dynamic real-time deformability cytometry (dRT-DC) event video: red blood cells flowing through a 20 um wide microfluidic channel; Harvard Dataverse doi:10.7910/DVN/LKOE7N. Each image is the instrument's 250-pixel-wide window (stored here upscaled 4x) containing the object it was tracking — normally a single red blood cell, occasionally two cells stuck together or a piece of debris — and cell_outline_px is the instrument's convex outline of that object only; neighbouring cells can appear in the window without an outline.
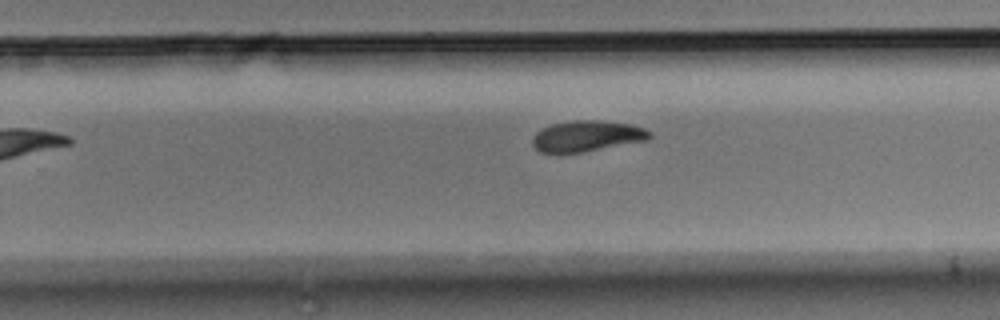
{"species": "Egyptian fruit bat (a non-hibernating species)", "species_latin": "Rousettus aegyptiacus", "temperature_condition": "room temperature", "stored_images_in_passage": 10, "camera_frame_rate_fps": 3000, "um_per_image_px": 0.085, "animal": {"sex": "male"}, "frame": {"image": 1, "passage_image": 9, "time_ms": 2.667, "image_size_px": [1000, 320], "cell_outline_px": [[652, 136], [648, 140], [580, 152], [540, 152], [532, 144], [532, 136], [536, 132], [552, 124], [572, 120], [600, 120], [628, 124], [644, 128], [652, 132]], "centroid_in_image_um": [49.9, 11.55], "position_along_channel_um": 279.9, "area_um2": 20.87}}
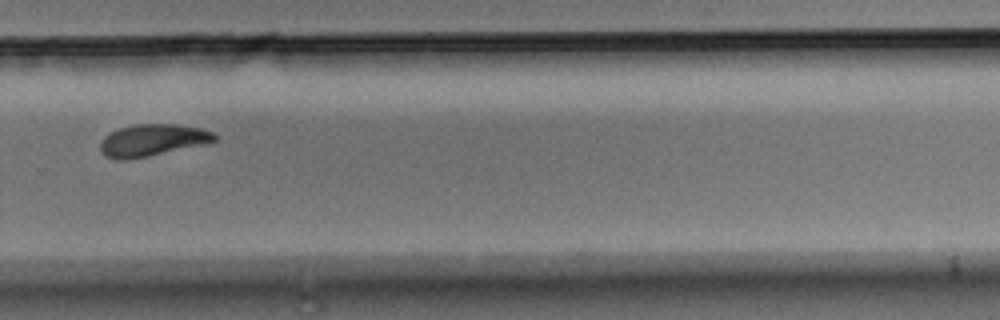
{"frame": {"image": 2, "passage_image": 10, "time_ms": 3.0, "image_size_px": [1000, 320], "cell_outline_px": [[216, 140], [148, 156], [124, 160], [116, 160], [104, 156], [100, 152], [100, 140], [104, 136], [120, 128], [136, 124], [176, 124], [200, 128], [212, 132], [216, 136]], "centroid_in_image_um": [12.86, 11.91], "position_along_channel_um": 316.9, "area_um2": 20.87}}